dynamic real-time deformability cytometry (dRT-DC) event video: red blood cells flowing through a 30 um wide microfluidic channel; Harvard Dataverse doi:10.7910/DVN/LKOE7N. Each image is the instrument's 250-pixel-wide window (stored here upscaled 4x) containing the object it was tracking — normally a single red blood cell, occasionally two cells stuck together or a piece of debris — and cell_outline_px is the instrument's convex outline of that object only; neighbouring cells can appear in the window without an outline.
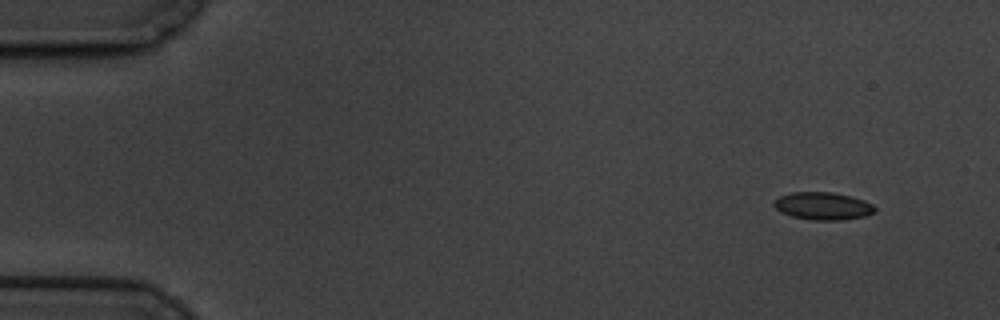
{"species": "common noctule bat (a hibernating species)", "species_latin": "Nyctalus noctula", "temperature_condition": "cold", "stored_images_in_passage": 5, "camera_frame_rate_fps": 3000, "um_per_image_px": 0.085, "animal": {"sex": "male", "body_mass_g": 19.5, "forearm_length_mm": 54.6}, "frame": {"image": 1, "passage_image": 1, "time_ms": 0.0, "image_size_px": [1000, 320], "cell_outline_px": [[876, 212], [864, 216], [840, 220], [812, 220], [792, 216], [780, 212], [772, 204], [780, 196], [792, 192], [832, 192], [864, 200], [872, 204], [876, 208]], "centroid_in_image_um": [69.95, 17.51], "position_along_channel_um": 15.1, "area_um2": 16.13}}
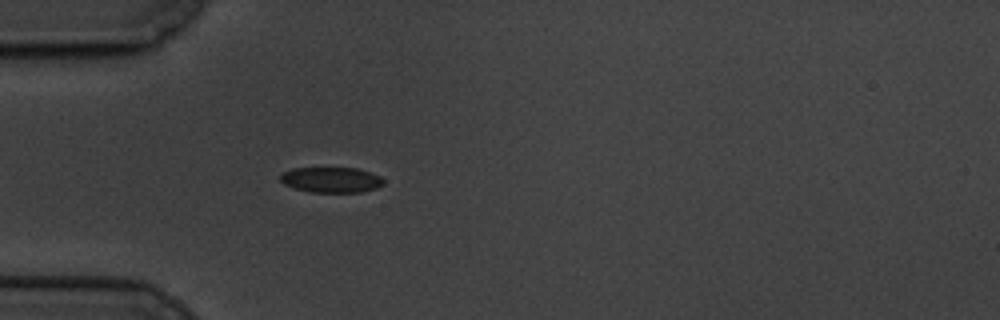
{"frame": {"image": 2, "passage_image": 5, "time_ms": 4.333, "image_size_px": [1000, 320], "cell_outline_px": [[384, 184], [376, 188], [360, 192], [312, 192], [296, 188], [284, 184], [280, 180], [280, 176], [284, 172], [292, 168], [356, 168], [380, 176], [384, 180]], "centroid_in_image_um": [28.16, 15.28], "position_along_channel_um": 56.8, "area_um2": 15.14}}